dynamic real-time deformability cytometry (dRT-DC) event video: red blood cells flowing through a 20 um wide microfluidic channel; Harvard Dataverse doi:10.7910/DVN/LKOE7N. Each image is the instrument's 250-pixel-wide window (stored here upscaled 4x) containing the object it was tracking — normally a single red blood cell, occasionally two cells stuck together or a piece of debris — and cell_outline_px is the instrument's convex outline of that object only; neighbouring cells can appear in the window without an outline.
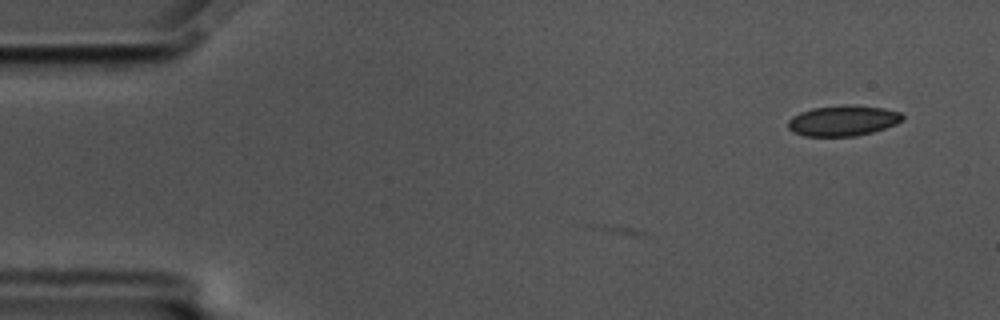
{"species": "common noctule bat (a hibernating species)", "species_latin": "Nyctalus noctula", "temperature_condition": "cold", "stored_images_in_passage": 9, "camera_frame_rate_fps": 3000, "um_per_image_px": 0.085, "animal": {"sex": "male", "body_mass_g": 17.5, "forearm_length_mm": 52.3}, "frame": {"image": 1, "passage_image": 9, "time_ms": 2.667, "image_size_px": [1000, 320], "cell_outline_px": [[904, 120], [896, 124], [872, 132], [856, 136], [804, 136], [792, 132], [788, 128], [788, 120], [792, 116], [800, 112], [812, 108], [848, 104], [884, 108], [900, 112], [904, 116]], "centroid_in_image_um": [71.65, 10.25], "position_along_channel_um": 13.4, "area_um2": 20.52}}